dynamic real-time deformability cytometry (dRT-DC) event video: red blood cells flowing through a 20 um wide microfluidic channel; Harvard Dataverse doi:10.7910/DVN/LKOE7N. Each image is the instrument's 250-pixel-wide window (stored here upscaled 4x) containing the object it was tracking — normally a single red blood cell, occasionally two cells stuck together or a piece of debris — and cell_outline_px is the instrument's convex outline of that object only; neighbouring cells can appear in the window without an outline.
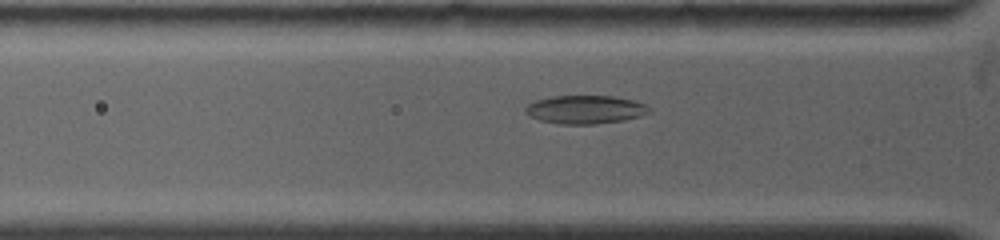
{"species": "common noctule bat (a hibernating species)", "species_latin": "Nyctalus noctula", "temperature_condition": "warm", "stored_images_in_passage": 29, "camera_frame_rate_fps": 5000, "um_per_image_px": 0.085, "animal": {"sex": "female", "body_mass_g": 19.0, "forearm_length_mm": 53.3}, "frame": {"image": 1, "passage_image": 6, "time_ms": 2.2, "image_size_px": [1000, 240], "cell_outline_px": [[652, 112], [640, 116], [624, 120], [596, 124], [560, 124], [540, 120], [528, 116], [524, 112], [524, 108], [528, 104], [536, 100], [552, 96], [612, 96], [636, 100], [652, 108]], "centroid_in_image_um": [49.76, 9.31], "position_along_channel_um": 76.0, "area_um2": 20.69}}
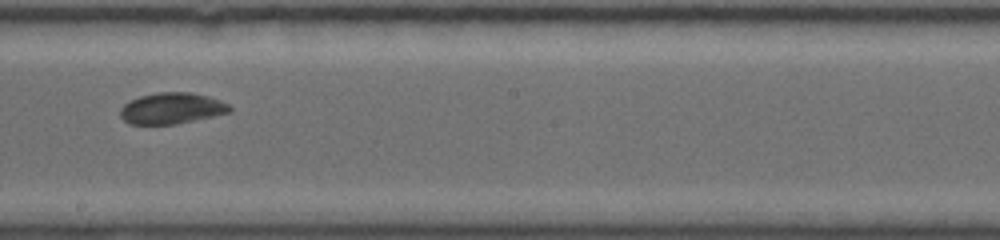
{"frame": {"image": 2, "passage_image": 16, "time_ms": 6.2, "image_size_px": [1000, 240], "cell_outline_px": [[232, 112], [176, 124], [128, 124], [120, 116], [120, 108], [128, 100], [140, 96], [160, 92], [188, 92], [208, 96], [220, 100], [228, 104], [232, 108]], "centroid_in_image_um": [14.58, 9.21], "position_along_channel_um": 233.6, "area_um2": 19.94}}
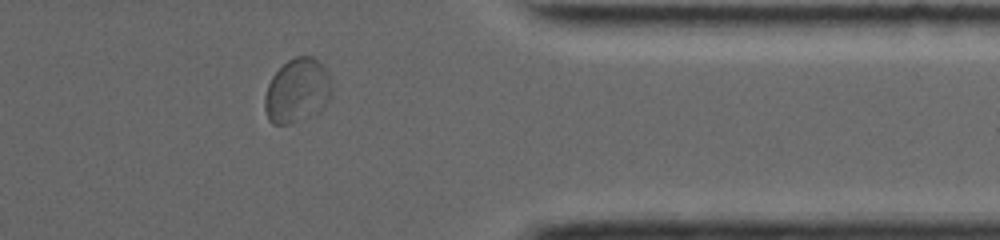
{"frame": {"image": 3, "passage_image": 26, "time_ms": 10.4, "image_size_px": [1000, 240], "cell_outline_px": [[332, 96], [324, 108], [320, 112], [288, 124], [272, 124], [268, 120], [264, 108], [264, 96], [268, 84], [272, 76], [288, 60], [296, 56], [312, 56], [324, 68], [332, 84]], "centroid_in_image_um": [25.26, 7.73], "position_along_channel_um": 386.1, "area_um2": 25.14}}